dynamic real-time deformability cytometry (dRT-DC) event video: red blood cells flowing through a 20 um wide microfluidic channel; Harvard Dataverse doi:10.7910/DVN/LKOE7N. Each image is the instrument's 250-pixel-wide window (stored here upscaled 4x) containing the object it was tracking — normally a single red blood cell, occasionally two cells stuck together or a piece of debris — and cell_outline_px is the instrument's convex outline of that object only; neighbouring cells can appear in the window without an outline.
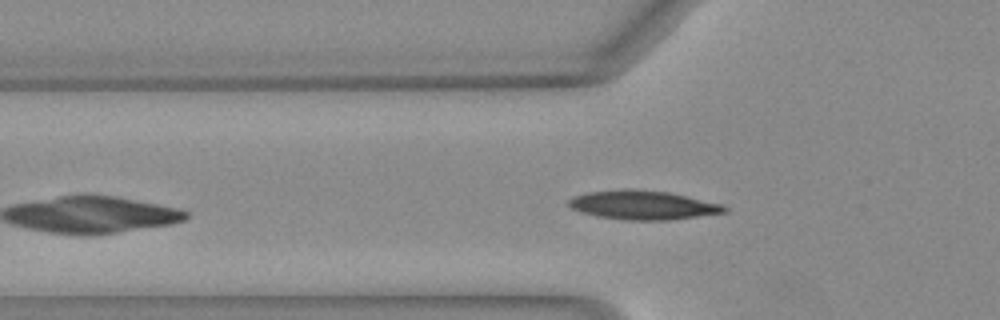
{"species": "Egyptian fruit bat (a non-hibernating species)", "species_latin": "Rousettus aegyptiacus", "temperature_condition": "warm", "stored_images_in_passage": 39, "camera_frame_rate_fps": 3000, "um_per_image_px": 0.085, "animal": {"sex": "female"}, "frame": {"image": 1, "passage_image": 5, "time_ms": 1.333, "image_size_px": [1000, 320], "cell_outline_px": [[728, 212], [672, 220], [628, 220], [596, 216], [580, 212], [572, 208], [568, 204], [568, 200], [572, 196], [588, 192], [624, 188], [632, 188], [668, 192], [720, 204], [728, 208]], "centroid_in_image_um": [54.61, 17.43], "position_along_channel_um": 71.2, "area_um2": 26.41}}
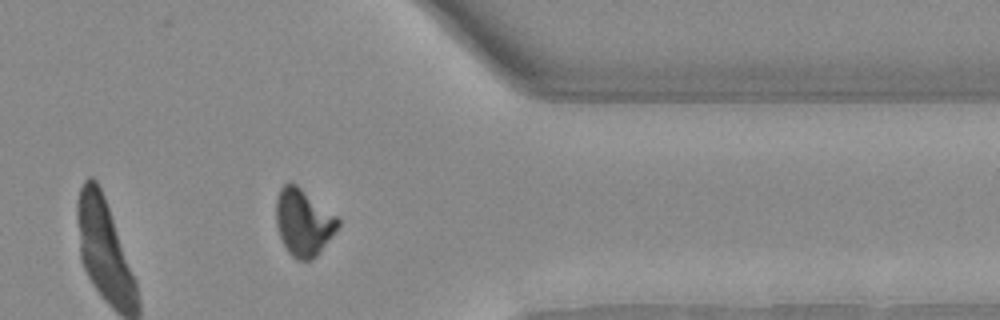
{"frame": {"image": 2, "passage_image": 29, "time_ms": 9.333, "image_size_px": [1000, 320], "cell_outline_px": [[340, 224], [316, 256], [312, 260], [296, 260], [288, 252], [276, 228], [276, 200], [280, 188], [288, 180], [292, 180], [336, 216], [340, 220]], "centroid_in_image_um": [25.75, 18.87], "position_along_channel_um": 385.6, "area_um2": 24.04}}
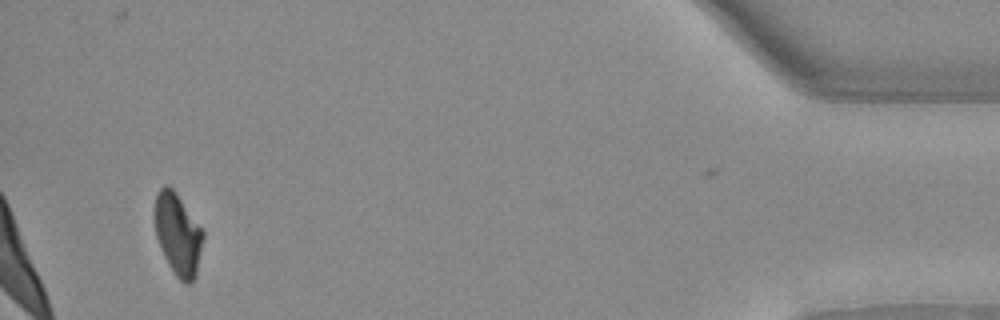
{"frame": {"image": 3, "passage_image": 36, "time_ms": 11.667, "image_size_px": [1000, 320], "cell_outline_px": [[204, 236], [196, 276], [192, 284], [184, 284], [176, 276], [168, 264], [160, 248], [156, 236], [156, 196], [160, 188], [164, 184], [168, 184], [176, 192], [204, 232]], "centroid_in_image_um": [15.14, 19.95], "position_along_channel_um": 420.1, "area_um2": 22.89}, "authors_computed_cell_mechanics": {"area_um2": 24.7962, "velocity_mm_per_s": 4.0671, "shape_relaxation_time_tau1_ms": 4.0105, "shape_relaxation_time_tau2_ms": 4.3682, "deformation_change_tau1": 0.1615, "deformation_change_tau2": 0.0828}}